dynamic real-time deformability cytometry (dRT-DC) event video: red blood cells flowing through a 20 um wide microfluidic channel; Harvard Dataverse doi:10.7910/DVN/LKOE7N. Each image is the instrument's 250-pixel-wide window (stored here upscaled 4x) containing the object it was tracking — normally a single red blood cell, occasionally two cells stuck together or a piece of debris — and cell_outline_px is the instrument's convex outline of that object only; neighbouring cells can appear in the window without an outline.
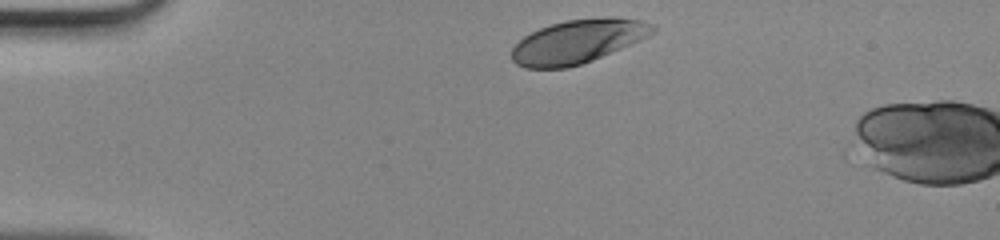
{"species": "human", "species_latin": "Homo sapiens", "temperature_condition": "room temperature", "stored_images_in_passage": 4, "camera_frame_rate_fps": 3000, "um_per_image_px": 0.085, "donor": {"sex": "male"}, "frame": {"image": 1, "passage_image": 1, "time_ms": 0.0, "image_size_px": [1000, 240], "cell_outline_px": [[656, 32], [648, 36], [592, 60], [568, 68], [524, 68], [516, 64], [512, 60], [512, 48], [524, 36], [540, 28], [564, 20], [604, 16], [616, 16], [640, 20], [656, 24]], "centroid_in_image_um": [49.13, 3.5], "position_along_channel_um": 35.9, "area_um2": 35.95}}